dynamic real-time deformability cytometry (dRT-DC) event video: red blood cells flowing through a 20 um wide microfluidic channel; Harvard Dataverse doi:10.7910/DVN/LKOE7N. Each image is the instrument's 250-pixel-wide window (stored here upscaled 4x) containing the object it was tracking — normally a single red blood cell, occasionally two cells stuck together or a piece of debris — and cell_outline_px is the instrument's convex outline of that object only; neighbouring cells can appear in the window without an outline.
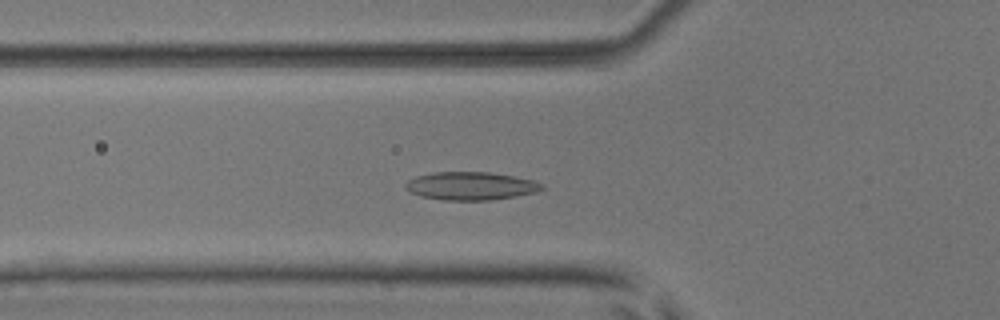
{"species": "common noctule bat (a hibernating species)", "species_latin": "Nyctalus noctula", "temperature_condition": "room temperature", "stored_images_in_passage": 49, "camera_frame_rate_fps": 3000, "um_per_image_px": 0.085, "animal": {"sex": "male", "body_mass_g": 17.9, "forearm_length_mm": 54.2}, "frame": {"image": 1, "passage_image": 16, "time_ms": 5.0, "image_size_px": [1000, 320], "cell_outline_px": [[544, 188], [536, 192], [488, 200], [444, 200], [420, 196], [404, 188], [404, 184], [408, 180], [416, 176], [436, 172], [488, 172], [512, 176], [532, 180], [544, 184]], "centroid_in_image_um": [39.98, 15.8], "position_along_channel_um": 85.8, "area_um2": 22.08}}
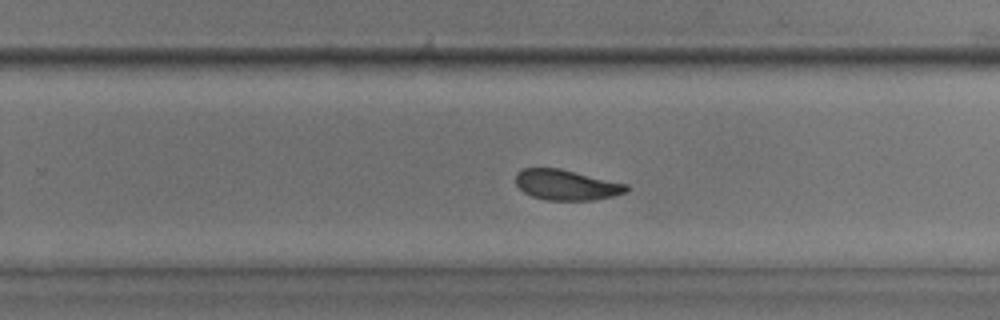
{"frame": {"image": 2, "passage_image": 31, "time_ms": 10.0, "image_size_px": [1000, 320], "cell_outline_px": [[628, 188], [624, 192], [612, 196], [596, 200], [544, 200], [532, 196], [524, 192], [516, 184], [516, 172], [524, 168], [560, 168], [628, 184]], "centroid_in_image_um": [48.12, 15.71], "position_along_channel_um": 281.7, "area_um2": 19.59}}
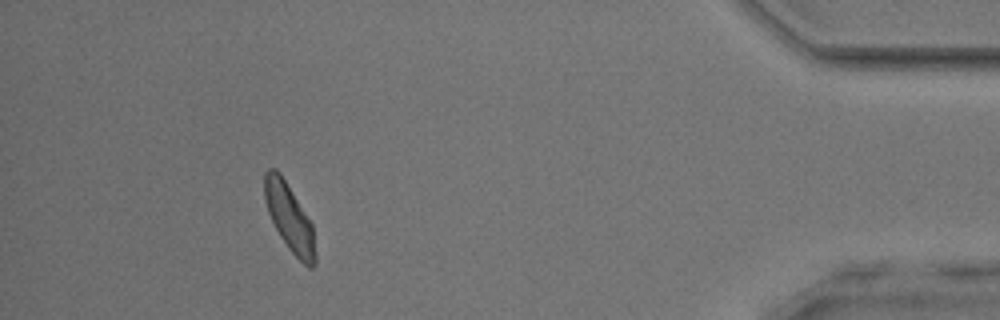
{"frame": {"image": 3, "passage_image": 45, "time_ms": 14.667, "image_size_px": [1000, 320], "cell_outline_px": [[316, 264], [312, 268], [308, 268], [288, 248], [280, 236], [268, 212], [264, 200], [264, 172], [268, 168], [276, 168], [280, 172], [312, 224], [316, 256]], "centroid_in_image_um": [24.59, 18.49], "position_along_channel_um": 410.6, "area_um2": 19.83}, "authors_computed_cell_mechanics": {"area_um2": 20.519, "velocity_mm_per_s": 3.9313, "shape_relaxation_time_tau1_ms": 2.7658, "shape_relaxation_time_tau2_ms": 1.9878, "deformation_change_tau1": 0.0895, "deformation_change_tau2": 0.0599}}